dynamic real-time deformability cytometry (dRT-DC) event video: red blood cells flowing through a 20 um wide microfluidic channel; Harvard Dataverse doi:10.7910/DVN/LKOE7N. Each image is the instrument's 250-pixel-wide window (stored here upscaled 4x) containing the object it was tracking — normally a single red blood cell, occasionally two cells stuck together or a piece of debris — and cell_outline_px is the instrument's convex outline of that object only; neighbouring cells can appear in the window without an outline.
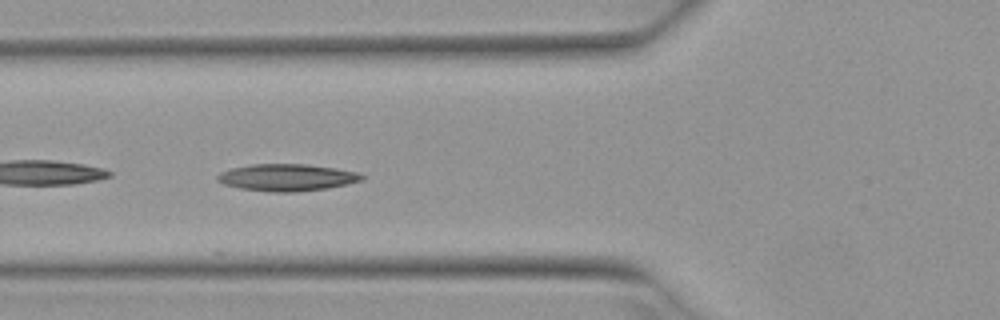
{"species": "Egyptian fruit bat (a non-hibernating species)", "species_latin": "Rousettus aegyptiacus", "temperature_condition": "warm", "stored_images_in_passage": 6, "camera_frame_rate_fps": 3000, "um_per_image_px": 0.085, "animal": {"sex": "female"}, "frame": {"image": 1, "passage_image": 5, "time_ms": 1.333, "image_size_px": [1000, 320], "cell_outline_px": [[364, 180], [348, 184], [328, 188], [296, 192], [272, 192], [240, 188], [224, 184], [216, 180], [216, 176], [220, 172], [232, 168], [252, 164], [304, 164], [336, 168], [356, 172], [364, 176]], "centroid_in_image_um": [24.39, 15.09], "position_along_channel_um": 101.4, "area_um2": 22.72}}